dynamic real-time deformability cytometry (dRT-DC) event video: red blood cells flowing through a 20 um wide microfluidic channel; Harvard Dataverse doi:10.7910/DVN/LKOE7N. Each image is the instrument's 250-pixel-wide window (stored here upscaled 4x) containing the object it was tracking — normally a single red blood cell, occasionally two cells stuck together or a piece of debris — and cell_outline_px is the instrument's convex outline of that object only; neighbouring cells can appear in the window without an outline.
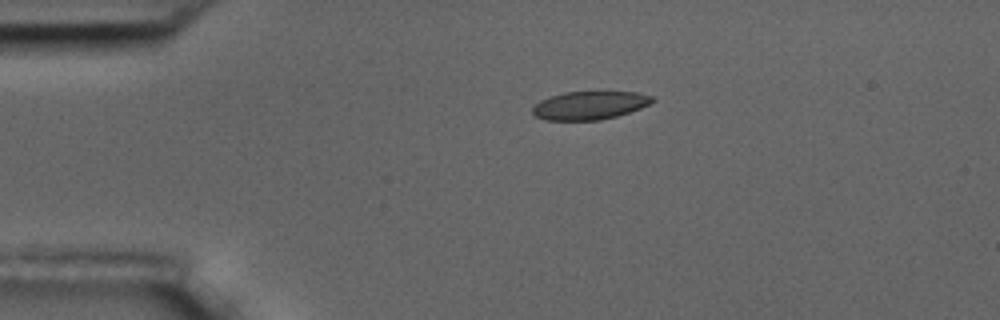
{"species": "common noctule bat (a hibernating species)", "species_latin": "Nyctalus noctula", "temperature_condition": "room temperature", "stored_images_in_passage": 9, "camera_frame_rate_fps": 3000, "um_per_image_px": 0.085, "animal": {"sex": "male", "body_mass_g": 17.5, "forearm_length_mm": 52.3}, "frame": {"image": 1, "passage_image": 1, "time_ms": 0.0, "image_size_px": [1000, 320], "cell_outline_px": [[656, 100], [640, 108], [616, 116], [600, 120], [544, 120], [536, 116], [532, 112], [532, 108], [540, 100], [564, 92], [636, 92], [652, 96]], "centroid_in_image_um": [50.11, 8.96], "position_along_channel_um": 34.9, "area_um2": 19.54}}
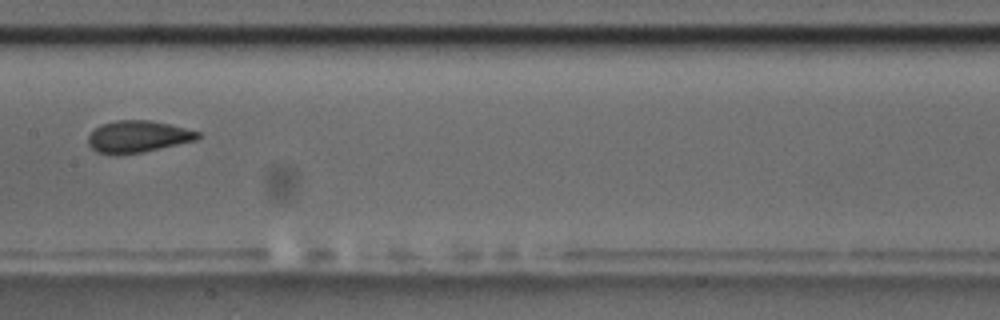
{"frame": {"image": 2, "passage_image": 6, "time_ms": 5.667, "image_size_px": [1000, 320], "cell_outline_px": [[200, 136], [196, 140], [140, 152], [120, 156], [112, 156], [96, 152], [88, 144], [88, 136], [100, 124], [116, 120], [152, 120], [200, 132]], "centroid_in_image_um": [11.65, 11.62], "position_along_channel_um": 195.7, "area_um2": 20.4}}
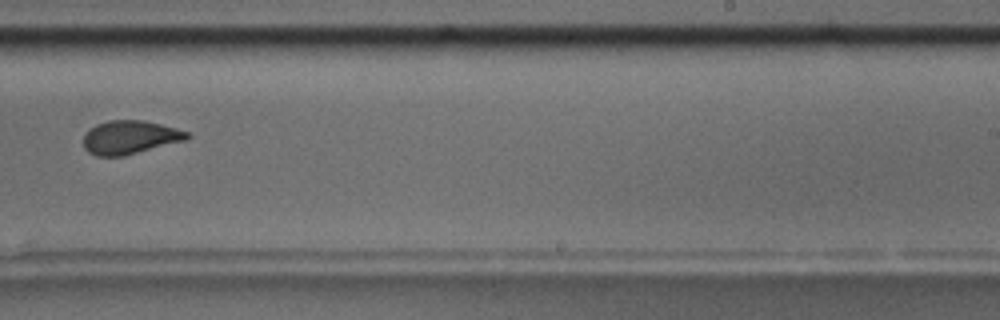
{"frame": {"image": 3, "passage_image": 8, "time_ms": 8.0, "image_size_px": [1000, 320], "cell_outline_px": [[192, 136], [188, 140], [124, 156], [96, 156], [88, 152], [84, 148], [84, 132], [88, 128], [96, 124], [108, 120], [140, 120], [160, 124], [176, 128], [188, 132]], "centroid_in_image_um": [11.04, 11.67], "position_along_channel_um": 278.0, "area_um2": 20.52}}